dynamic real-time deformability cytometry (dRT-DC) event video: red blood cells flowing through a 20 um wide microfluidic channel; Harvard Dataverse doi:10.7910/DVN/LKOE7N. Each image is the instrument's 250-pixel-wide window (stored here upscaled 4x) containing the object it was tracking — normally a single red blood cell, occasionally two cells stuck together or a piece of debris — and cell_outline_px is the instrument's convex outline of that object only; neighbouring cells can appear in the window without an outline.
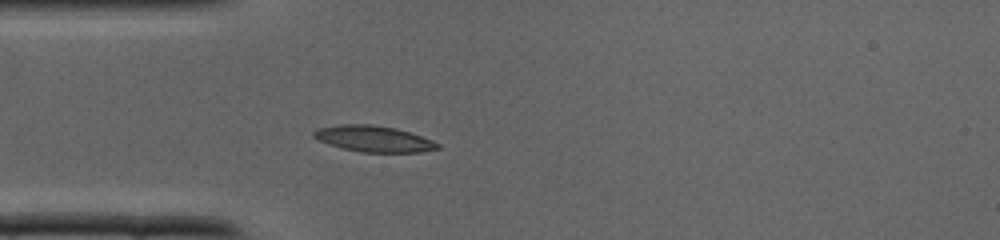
{"species": "common noctule bat (a hibernating species)", "species_latin": "Nyctalus noctula", "temperature_condition": "cold", "stored_images_in_passage": 32, "camera_frame_rate_fps": 3000, "um_per_image_px": 0.085, "animal": {"sex": "male", "body_mass_g": 19.0, "forearm_length_mm": 50.8}, "frame": {"image": 1, "passage_image": 5, "time_ms": 1.333, "image_size_px": [1000, 240], "cell_outline_px": [[440, 148], [420, 152], [360, 152], [328, 144], [312, 136], [312, 132], [316, 128], [340, 124], [372, 124], [396, 128], [432, 140], [440, 144]], "centroid_in_image_um": [31.74, 11.79], "position_along_channel_um": 53.3, "area_um2": 18.79}}
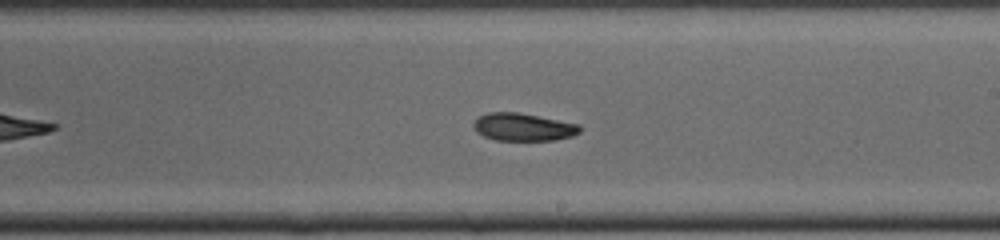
{"frame": {"image": 2, "passage_image": 16, "time_ms": 5.0, "image_size_px": [1000, 240], "cell_outline_px": [[580, 132], [572, 136], [556, 140], [496, 140], [484, 136], [476, 132], [472, 124], [480, 116], [488, 112], [516, 112], [580, 124]], "centroid_in_image_um": [44.47, 10.8], "position_along_channel_um": 244.5, "area_um2": 17.05}}
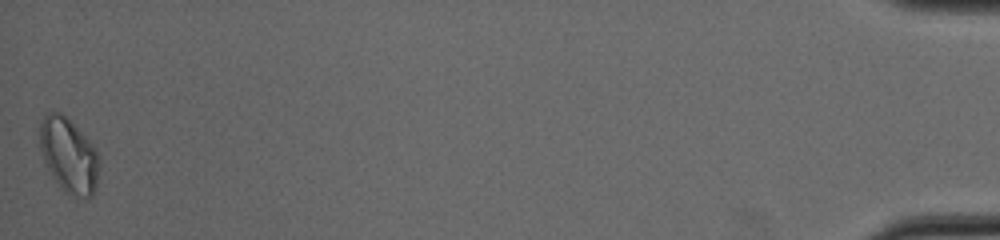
{"frame": {"image": 3, "passage_image": 32, "time_ms": 10.333, "image_size_px": [1000, 240], "cell_outline_px": [[100, 160], [96, 184], [92, 196], [80, 196], [64, 192], [60, 188], [52, 176], [44, 160], [40, 148], [40, 124], [44, 116], [48, 112], [60, 112], [88, 140], [96, 152]], "centroid_in_image_um": [5.83, 13.21], "position_along_channel_um": 429.4, "area_um2": 25.14}}